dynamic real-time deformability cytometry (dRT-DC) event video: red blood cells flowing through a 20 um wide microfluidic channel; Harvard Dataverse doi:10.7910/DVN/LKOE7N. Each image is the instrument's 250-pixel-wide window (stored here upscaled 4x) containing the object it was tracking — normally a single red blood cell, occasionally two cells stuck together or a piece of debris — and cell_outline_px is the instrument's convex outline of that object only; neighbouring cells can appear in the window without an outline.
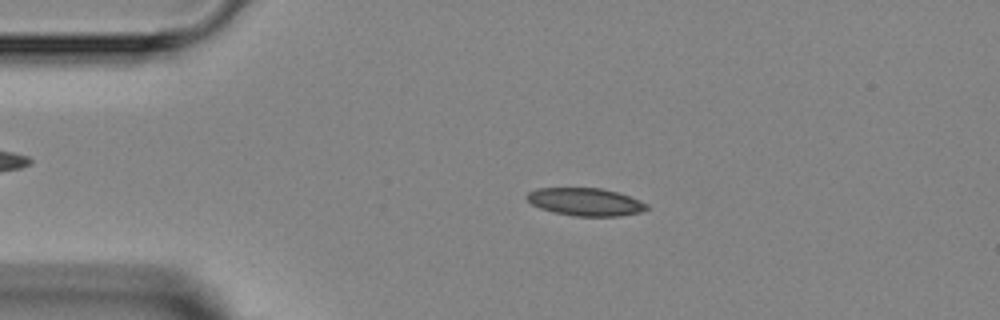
{"species": "Egyptian fruit bat (a non-hibernating species)", "species_latin": "Rousettus aegyptiacus", "temperature_condition": "room temperature", "stored_images_in_passage": 2, "camera_frame_rate_fps": 3000, "um_per_image_px": 0.085, "animal": {"sex": "female"}, "frame": {"image": 1, "passage_image": 1, "time_ms": 0.0, "image_size_px": [1000, 320], "cell_outline_px": [[648, 208], [640, 212], [620, 216], [576, 216], [556, 212], [540, 208], [532, 204], [524, 196], [528, 192], [536, 188], [600, 188], [616, 192], [640, 200], [648, 204]], "centroid_in_image_um": [49.75, 17.15], "position_along_channel_um": 35.3, "area_um2": 19.25}}